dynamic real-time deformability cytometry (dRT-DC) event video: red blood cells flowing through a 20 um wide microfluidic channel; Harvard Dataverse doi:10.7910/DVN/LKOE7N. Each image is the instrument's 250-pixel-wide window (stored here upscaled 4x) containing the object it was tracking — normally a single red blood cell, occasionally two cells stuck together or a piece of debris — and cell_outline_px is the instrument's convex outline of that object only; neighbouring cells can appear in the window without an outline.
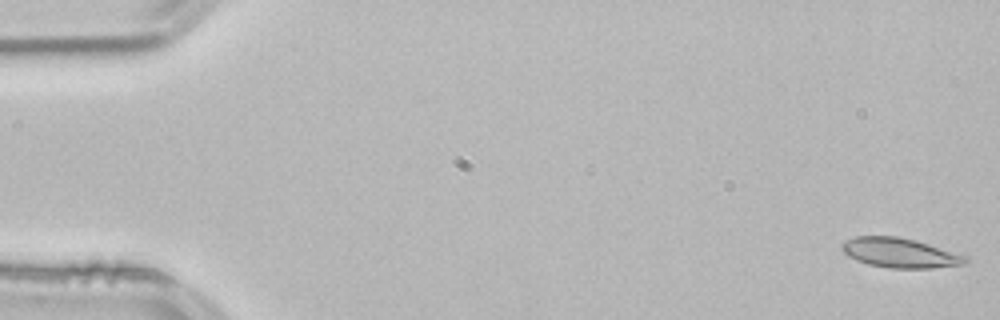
{"species": "common noctule bat (a hibernating species)", "species_latin": "Nyctalus noctula", "temperature_condition": "room temperature", "stored_images_in_passage": 54, "camera_frame_rate_fps": 3000, "um_per_image_px": 0.085, "animal": {"sex": "male", "body_mass_g": 21.5, "forearm_length_mm": 52.0}, "frame": {"image": 1, "passage_image": 1, "time_ms": 0.0, "image_size_px": [1000, 320], "cell_outline_px": [[968, 264], [932, 268], [888, 268], [868, 264], [856, 260], [848, 256], [840, 248], [840, 244], [856, 236], [896, 236], [916, 240], [968, 256]], "centroid_in_image_um": [76.52, 21.5], "position_along_channel_um": 8.5, "area_um2": 21.5}}
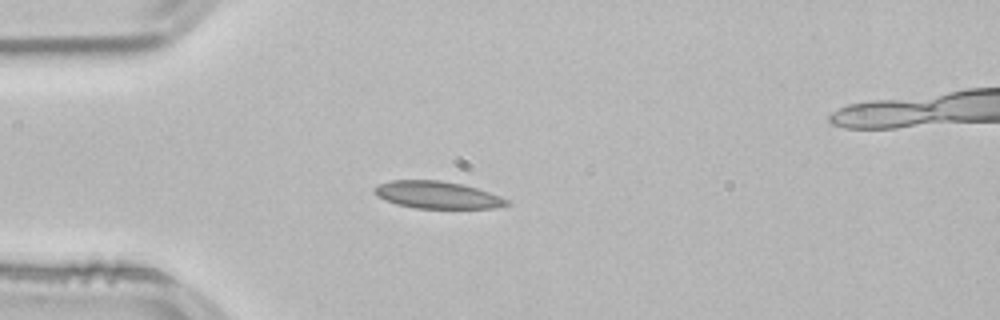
{"frame": {"image": 2, "passage_image": 14, "time_ms": 4.333, "image_size_px": [1000, 320], "cell_outline_px": [[512, 204], [492, 208], [416, 208], [396, 204], [380, 196], [372, 188], [380, 184], [392, 180], [440, 180], [460, 184], [476, 188], [500, 196], [508, 200]], "centroid_in_image_um": [37.2, 16.57], "position_along_channel_um": 47.8, "area_um2": 20.63}}
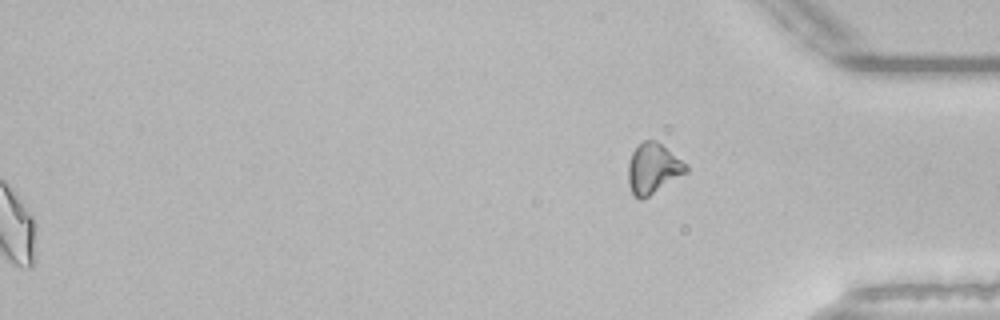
{"frame": {"image": 3, "passage_image": 54, "time_ms": 17.667, "image_size_px": [1000, 320], "cell_outline_px": [[688, 172], [648, 196], [640, 200], [632, 196], [628, 184], [628, 164], [632, 152], [644, 140], [656, 140], [688, 164]], "centroid_in_image_um": [55.51, 14.33], "position_along_channel_um": 379.7, "area_um2": 17.05}, "authors_computed_cell_mechanics": {"area_um2": 19.9988, "velocity_mm_per_s": 3.821, "shape_relaxation_time_tau1_ms": 8.9313, "shape_relaxation_time_tau2_ms": 3.0688, "deformation_change_tau1": 0.1805, "deformation_change_tau2": 0.0569}}